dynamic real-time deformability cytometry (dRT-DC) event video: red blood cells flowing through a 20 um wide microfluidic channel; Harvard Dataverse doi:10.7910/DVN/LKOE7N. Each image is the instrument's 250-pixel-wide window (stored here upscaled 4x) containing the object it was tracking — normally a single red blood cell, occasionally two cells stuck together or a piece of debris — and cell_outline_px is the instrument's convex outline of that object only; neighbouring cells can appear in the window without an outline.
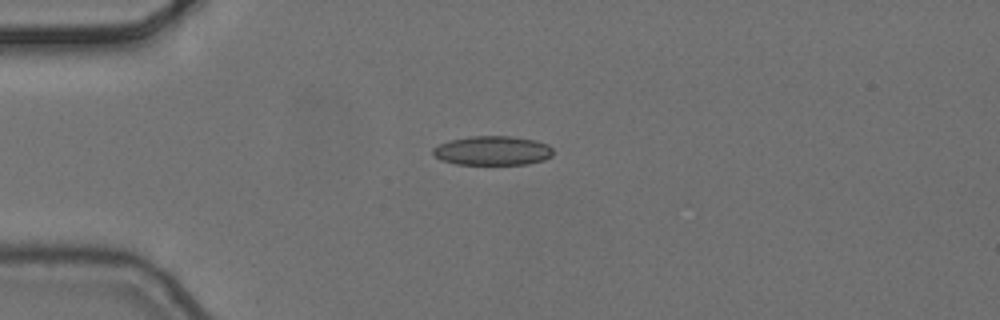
{"species": "common noctule bat (a hibernating species)", "species_latin": "Nyctalus noctula", "temperature_condition": "cold", "stored_images_in_passage": 2, "camera_frame_rate_fps": 3000, "um_per_image_px": 0.085, "animal": {"sex": "female", "body_mass_g": 24.6, "forearm_length_mm": 56.2}, "frame": {"image": 1, "passage_image": 1, "time_ms": 0.0, "image_size_px": [1000, 320], "cell_outline_px": [[552, 156], [544, 160], [528, 164], [456, 164], [440, 160], [432, 152], [432, 148], [448, 140], [472, 136], [512, 136], [536, 140], [548, 144], [552, 148]], "centroid_in_image_um": [41.87, 12.8], "position_along_channel_um": 43.1, "area_um2": 20.58}}